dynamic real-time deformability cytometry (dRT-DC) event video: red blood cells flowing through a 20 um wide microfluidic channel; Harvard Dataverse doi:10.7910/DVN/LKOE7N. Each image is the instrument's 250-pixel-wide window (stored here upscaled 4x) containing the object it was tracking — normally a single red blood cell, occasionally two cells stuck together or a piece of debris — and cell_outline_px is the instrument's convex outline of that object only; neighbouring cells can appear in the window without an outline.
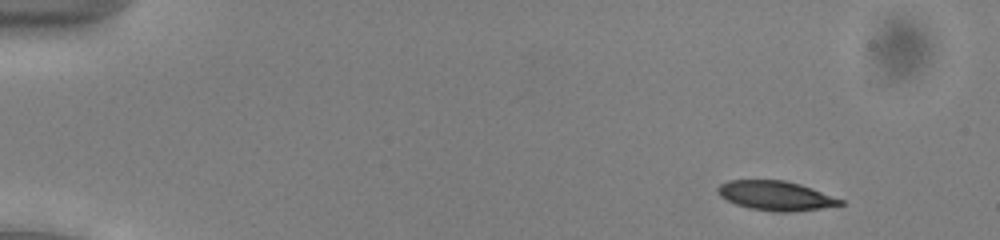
{"species": "common noctule bat (a hibernating species)", "species_latin": "Nyctalus noctula", "temperature_condition": "cold", "stored_images_in_passage": 51, "camera_frame_rate_fps": 3000, "um_per_image_px": 0.085, "animal": {"sex": "male", "body_mass_g": 13.0, "forearm_length_mm": 53.1}, "frame": {"image": 1, "passage_image": 4, "time_ms": 1.0, "image_size_px": [1000, 240], "cell_outline_px": [[844, 204], [820, 208], [788, 212], [772, 212], [748, 208], [736, 204], [720, 196], [716, 188], [720, 184], [728, 180], [784, 180], [800, 184], [844, 200]], "centroid_in_image_um": [65.91, 16.63], "position_along_channel_um": 19.1, "area_um2": 20.92}}
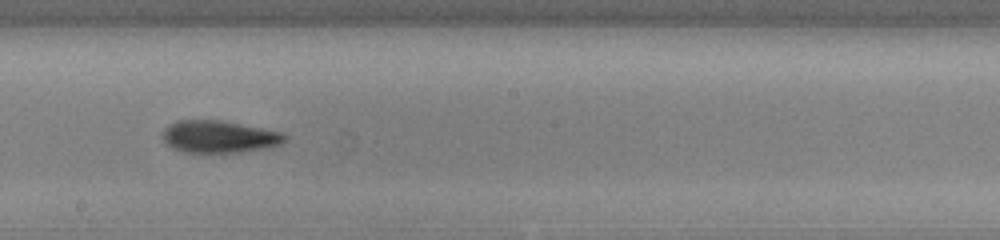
{"frame": {"image": 2, "passage_image": 29, "time_ms": 9.333, "image_size_px": [1000, 240], "cell_outline_px": [[288, 136], [280, 144], [264, 148], [240, 152], [184, 152], [172, 148], [164, 140], [164, 128], [168, 124], [176, 120], [220, 120], [284, 132]], "centroid_in_image_um": [18.63, 11.61], "position_along_channel_um": 229.6, "area_um2": 22.83}}
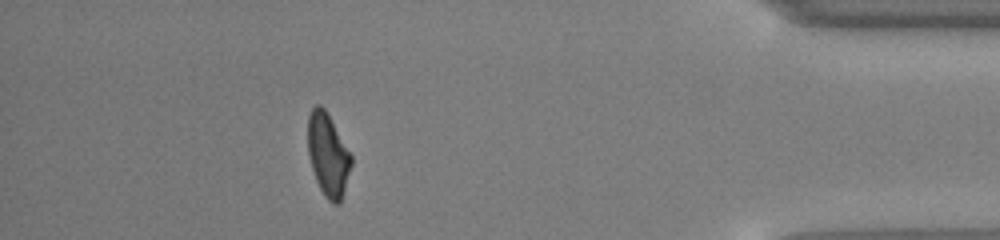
{"frame": {"image": 3, "passage_image": 46, "time_ms": 15.0, "image_size_px": [1000, 240], "cell_outline_px": [[352, 164], [340, 204], [332, 204], [324, 196], [316, 180], [308, 156], [308, 116], [312, 108], [316, 104], [320, 104], [324, 108], [352, 156]], "centroid_in_image_um": [27.87, 13.18], "position_along_channel_um": 407.3, "area_um2": 20.81}, "authors_computed_cell_mechanics": {"area_um2": 22.1952, "velocity_mm_per_s": 3.9166, "shape_relaxation_time_tau1_ms": 2.6383, "shape_relaxation_time_tau2_ms": 2.2609, "deformation_change_tau1": 0.102, "deformation_change_tau2": 0.0838}}